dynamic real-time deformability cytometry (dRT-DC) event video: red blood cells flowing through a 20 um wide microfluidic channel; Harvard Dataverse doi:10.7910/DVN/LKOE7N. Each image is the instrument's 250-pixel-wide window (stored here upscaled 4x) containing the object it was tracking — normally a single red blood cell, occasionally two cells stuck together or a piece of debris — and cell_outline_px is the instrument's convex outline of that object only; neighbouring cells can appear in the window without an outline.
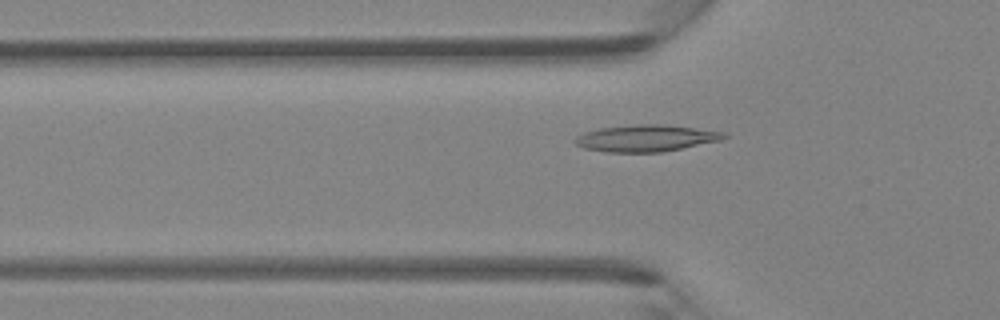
{"species": "Egyptian fruit bat (a non-hibernating species)", "species_latin": "Rousettus aegyptiacus", "temperature_condition": "room temperature", "stored_images_in_passage": 41, "camera_frame_rate_fps": 3000, "um_per_image_px": 0.085, "animal": {"sex": "female"}, "frame": {"image": 1, "passage_image": 15, "time_ms": 4.667, "image_size_px": [1000, 320], "cell_outline_px": [[728, 136], [720, 140], [660, 152], [604, 152], [584, 148], [576, 144], [572, 140], [576, 136], [584, 132], [600, 128], [636, 124], [660, 124], [728, 132]], "centroid_in_image_um": [54.87, 11.74], "position_along_channel_um": 70.9, "area_um2": 23.06}}
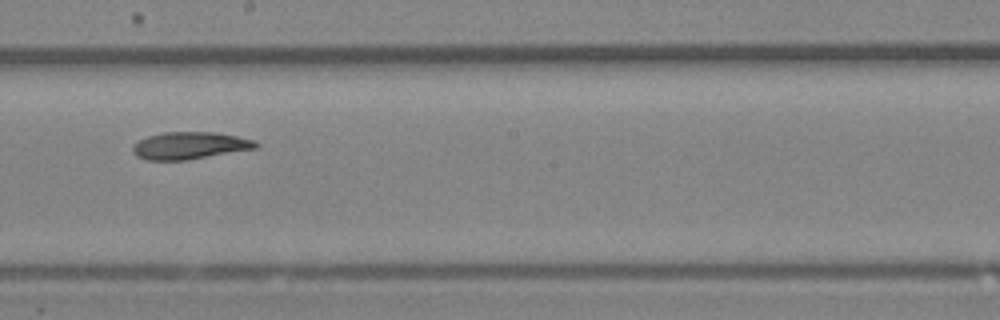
{"frame": {"image": 2, "passage_image": 26, "time_ms": 8.333, "image_size_px": [1000, 320], "cell_outline_px": [[260, 144], [256, 148], [184, 160], [148, 160], [136, 156], [132, 152], [132, 144], [148, 136], [164, 132], [212, 132], [236, 136], [252, 140]], "centroid_in_image_um": [16.07, 12.37], "position_along_channel_um": 232.1, "area_um2": 19.25}}
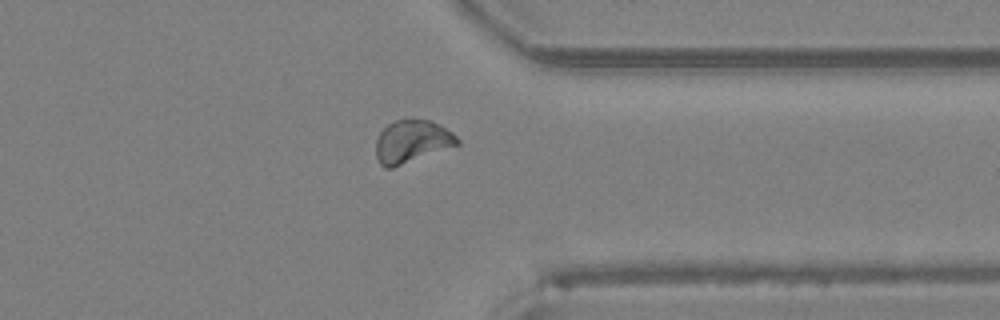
{"frame": {"image": 3, "passage_image": 36, "time_ms": 11.667, "image_size_px": [1000, 320], "cell_outline_px": [[460, 144], [392, 168], [384, 168], [380, 164], [376, 156], [376, 140], [380, 132], [388, 124], [396, 120], [432, 120], [440, 124], [452, 132], [460, 140]], "centroid_in_image_um": [35.01, 12.03], "position_along_channel_um": 376.4, "area_um2": 20.17}}